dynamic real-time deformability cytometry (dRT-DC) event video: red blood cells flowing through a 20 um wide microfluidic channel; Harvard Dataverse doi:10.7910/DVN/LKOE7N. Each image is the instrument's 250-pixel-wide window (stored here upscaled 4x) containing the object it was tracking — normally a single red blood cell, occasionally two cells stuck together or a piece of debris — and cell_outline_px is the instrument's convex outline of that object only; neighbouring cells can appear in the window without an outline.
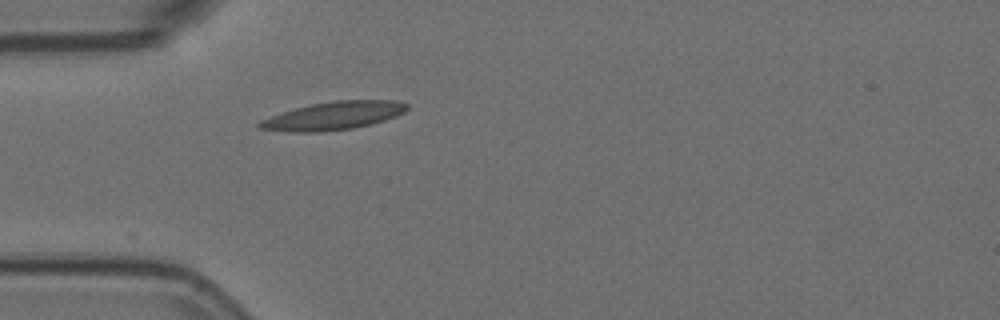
{"species": "Egyptian fruit bat (a non-hibernating species)", "species_latin": "Rousettus aegyptiacus", "temperature_condition": "room temperature", "stored_images_in_passage": 5, "camera_frame_rate_fps": 3000, "um_per_image_px": 0.085, "animal": {"sex": "female"}, "frame": {"image": 1, "passage_image": 5, "time_ms": 1.333, "image_size_px": [1000, 320], "cell_outline_px": [[408, 108], [404, 112], [396, 116], [384, 120], [352, 128], [320, 132], [296, 132], [260, 128], [256, 124], [260, 120], [296, 108], [312, 104], [332, 100], [396, 100], [408, 104]], "centroid_in_image_um": [28.38, 9.83], "position_along_channel_um": 56.6, "area_um2": 23.81}}